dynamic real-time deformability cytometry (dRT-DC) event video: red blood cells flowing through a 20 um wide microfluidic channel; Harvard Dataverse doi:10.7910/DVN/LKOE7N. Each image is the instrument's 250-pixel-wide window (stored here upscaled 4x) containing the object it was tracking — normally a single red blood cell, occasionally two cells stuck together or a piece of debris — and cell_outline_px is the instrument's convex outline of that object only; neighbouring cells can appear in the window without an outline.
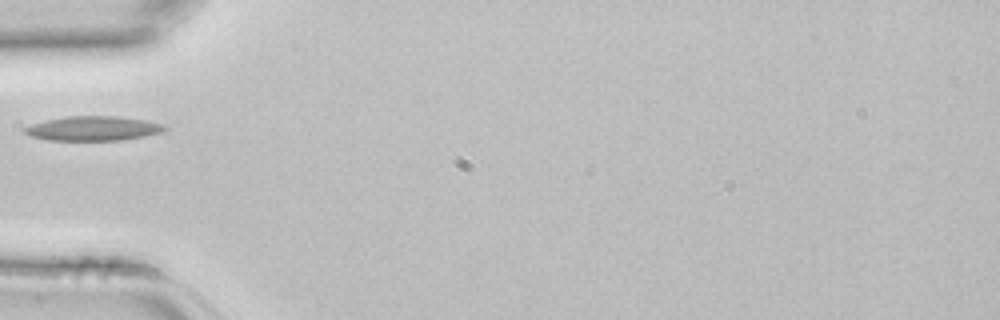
{"species": "common noctule bat (a hibernating species)", "species_latin": "Nyctalus noctula", "temperature_condition": "room temperature", "stored_images_in_passage": 3, "camera_frame_rate_fps": 3000, "um_per_image_px": 0.085, "animal": {"sex": "female", "body_mass_g": 22.7, "forearm_length_mm": 54.2}, "frame": {"image": 1, "passage_image": 3, "time_ms": 0.667, "image_size_px": [1000, 320], "cell_outline_px": [[168, 128], [164, 132], [144, 136], [120, 140], [48, 140], [28, 136], [24, 132], [24, 128], [32, 124], [48, 120], [68, 116], [116, 116], [144, 120], [164, 124]], "centroid_in_image_um": [7.94, 10.92], "position_along_channel_um": 77.1, "area_um2": 19.88}}